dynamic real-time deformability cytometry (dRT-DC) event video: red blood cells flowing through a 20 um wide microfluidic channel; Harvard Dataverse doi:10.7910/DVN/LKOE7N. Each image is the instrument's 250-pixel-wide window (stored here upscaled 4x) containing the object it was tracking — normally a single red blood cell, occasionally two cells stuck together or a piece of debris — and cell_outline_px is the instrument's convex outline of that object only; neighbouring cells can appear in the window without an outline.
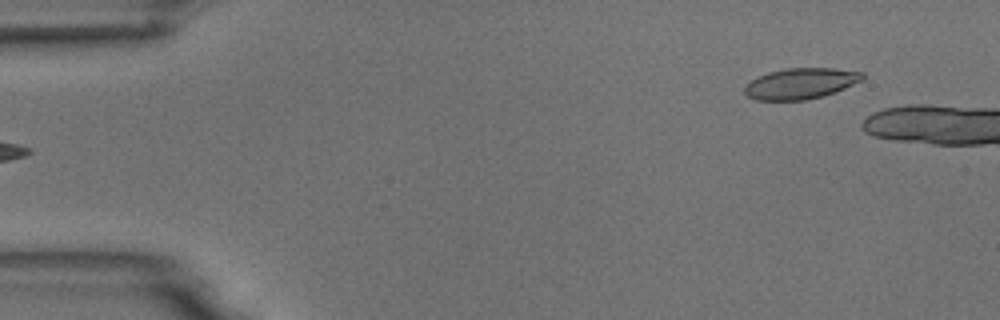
{"species": "common noctule bat (a hibernating species)", "species_latin": "Nyctalus noctula", "temperature_condition": "room temperature", "stored_images_in_passage": 5, "segment_of_instrument_passage": [2, 2], "camera_frame_rate_fps": 3000, "um_per_image_px": 0.085, "animal": {"sex": "male", "body_mass_g": 18.8}, "frame": {"image": 1, "passage_image": 5, "time_ms": 5.333, "image_size_px": [1000, 320], "cell_outline_px": [[864, 80], [824, 96], [808, 100], [756, 100], [748, 96], [744, 92], [744, 88], [756, 76], [768, 72], [788, 68], [832, 68], [864, 72]], "centroid_in_image_um": [68.07, 7.1], "position_along_channel_um": 16.9, "area_um2": 21.27}}